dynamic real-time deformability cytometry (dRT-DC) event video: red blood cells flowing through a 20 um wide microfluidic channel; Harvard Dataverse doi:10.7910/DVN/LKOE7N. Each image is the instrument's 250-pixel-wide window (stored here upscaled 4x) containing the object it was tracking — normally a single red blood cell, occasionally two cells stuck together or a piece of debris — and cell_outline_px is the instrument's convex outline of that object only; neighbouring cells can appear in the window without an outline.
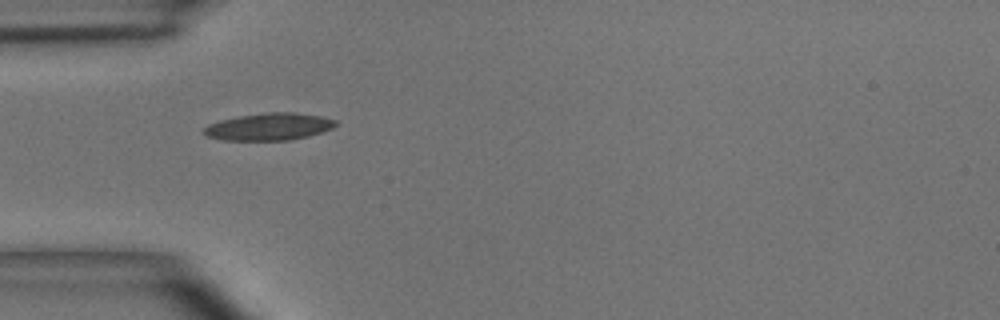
{"species": "common noctule bat (a hibernating species)", "species_latin": "Nyctalus noctula", "temperature_condition": "room temperature", "stored_images_in_passage": 2, "camera_frame_rate_fps": 3000, "um_per_image_px": 0.085, "animal": {"sex": "male", "body_mass_g": 15.6}, "frame": {"image": 1, "passage_image": 1, "time_ms": 0.0, "image_size_px": [1000, 320], "cell_outline_px": [[336, 124], [332, 128], [308, 136], [288, 140], [224, 140], [204, 136], [204, 128], [208, 124], [220, 120], [240, 116], [268, 112], [292, 112], [320, 116], [336, 120]], "centroid_in_image_um": [22.83, 10.77], "position_along_channel_um": 62.2, "area_um2": 20.69}}
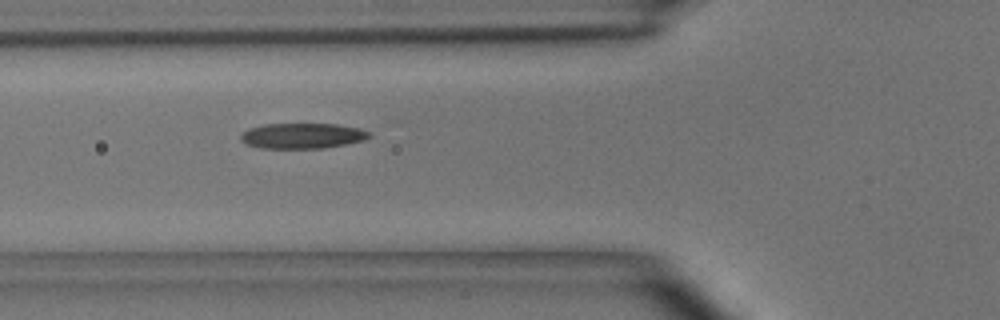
{"frame": {"image": 2, "passage_image": 2, "time_ms": 1.0, "image_size_px": [1000, 320], "cell_outline_px": [[372, 136], [364, 140], [324, 148], [260, 148], [248, 144], [240, 140], [240, 136], [248, 128], [264, 124], [336, 124], [360, 128], [368, 132]], "centroid_in_image_um": [25.7, 11.54], "position_along_channel_um": 100.1, "area_um2": 18.96}}